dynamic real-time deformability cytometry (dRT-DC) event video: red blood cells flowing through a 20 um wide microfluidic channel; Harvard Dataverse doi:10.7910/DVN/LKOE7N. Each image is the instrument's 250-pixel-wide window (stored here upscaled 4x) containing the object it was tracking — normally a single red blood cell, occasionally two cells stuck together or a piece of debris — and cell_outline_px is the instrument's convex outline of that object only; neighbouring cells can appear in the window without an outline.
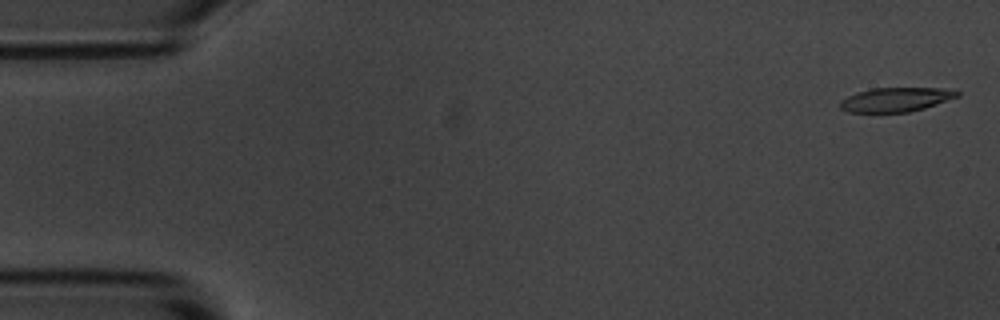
{"species": "common noctule bat (a hibernating species)", "species_latin": "Nyctalus noctula", "temperature_condition": "room temperature", "stored_images_in_passage": 55, "camera_frame_rate_fps": 3000, "um_per_image_px": 0.085, "animal": {"sex": "male", "body_mass_g": 20.1, "forearm_length_mm": 53.5}, "frame": {"image": 1, "passage_image": 2, "time_ms": 0.333, "image_size_px": [1000, 320], "cell_outline_px": [[960, 96], [924, 108], [908, 112], [848, 112], [840, 108], [840, 100], [856, 92], [872, 88], [956, 88], [960, 92]], "centroid_in_image_um": [76.19, 8.45], "position_along_channel_um": 8.8, "area_um2": 16.65}}
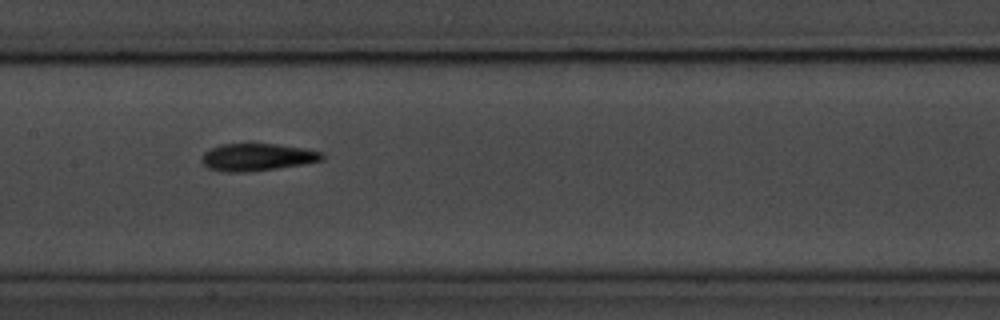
{"frame": {"image": 2, "passage_image": 27, "time_ms": 8.667, "image_size_px": [1000, 320], "cell_outline_px": [[324, 160], [304, 164], [248, 172], [228, 172], [208, 168], [200, 160], [204, 152], [220, 144], [276, 144], [304, 148], [324, 152]], "centroid_in_image_um": [21.88, 13.36], "position_along_channel_um": 185.5, "area_um2": 19.19}}
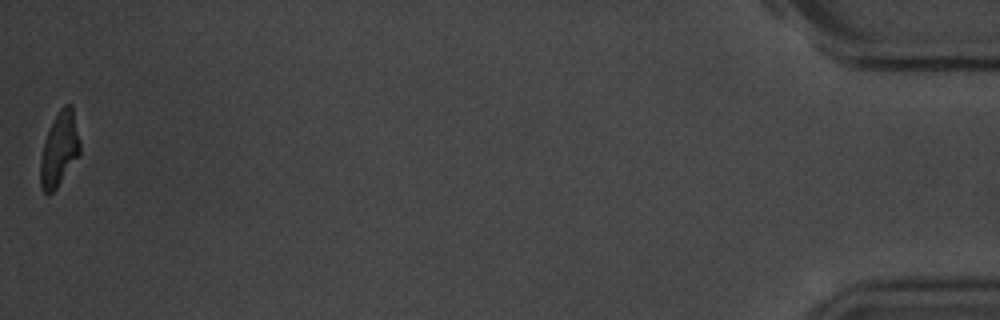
{"frame": {"image": 3, "passage_image": 55, "time_ms": 18.0, "image_size_px": [1000, 320], "cell_outline_px": [[80, 152], [56, 188], [48, 196], [40, 188], [40, 156], [44, 140], [60, 108], [64, 104], [72, 104], [80, 144]], "centroid_in_image_um": [5.02, 12.7], "position_along_channel_um": 430.2, "area_um2": 16.82}, "authors_computed_cell_mechanics": {"area_um2": 18.1492, "velocity_mm_per_s": 3.6609, "shape_relaxation_time_tau1_ms": 4.6343, "shape_relaxation_time_tau2_ms": 4.0836, "deformation_change_tau1": 0.1922, "deformation_change_tau2": 0.1273}}